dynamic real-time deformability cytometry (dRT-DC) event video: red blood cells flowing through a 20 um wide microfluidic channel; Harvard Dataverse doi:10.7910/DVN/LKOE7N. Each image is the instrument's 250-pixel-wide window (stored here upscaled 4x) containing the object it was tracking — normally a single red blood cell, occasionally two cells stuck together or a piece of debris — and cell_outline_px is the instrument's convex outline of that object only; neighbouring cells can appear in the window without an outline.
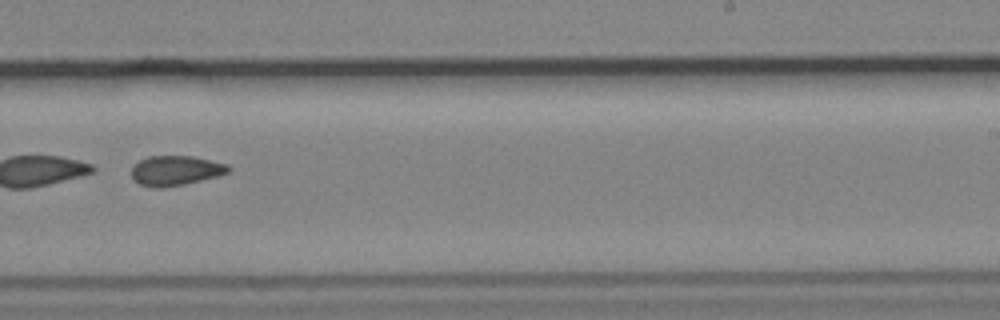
{"species": "common noctule bat (a hibernating species)", "species_latin": "Nyctalus noctula", "temperature_condition": "cold", "stored_images_in_passage": 55, "segment_of_instrument_passage": [2, 2], "camera_frame_rate_fps": 3000, "um_per_image_px": 0.085, "animal": {"sex": "male", "body_mass_g": 19.2, "forearm_length_mm": 51.8}, "frame": {"image": 1, "passage_image": 35, "time_ms": 11.333, "image_size_px": [1000, 320], "cell_outline_px": [[232, 168], [228, 172], [220, 176], [184, 184], [160, 188], [156, 188], [140, 184], [132, 180], [132, 164], [148, 156], [192, 156], [228, 164]], "centroid_in_image_um": [14.92, 14.5], "position_along_channel_um": 274.1, "area_um2": 16.99}}